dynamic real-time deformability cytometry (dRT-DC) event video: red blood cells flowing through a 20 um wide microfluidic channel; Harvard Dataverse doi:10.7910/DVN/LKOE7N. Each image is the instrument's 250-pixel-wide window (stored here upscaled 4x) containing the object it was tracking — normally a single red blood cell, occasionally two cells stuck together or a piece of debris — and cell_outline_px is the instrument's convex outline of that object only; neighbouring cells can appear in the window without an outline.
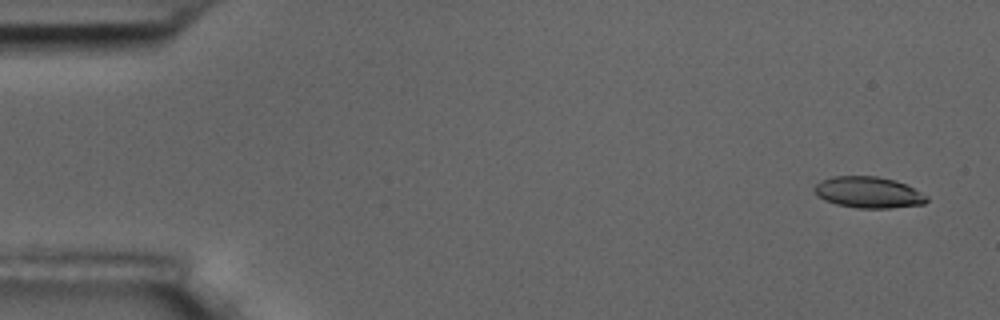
{"species": "common noctule bat (a hibernating species)", "species_latin": "Nyctalus noctula", "temperature_condition": "room temperature", "stored_images_in_passage": 4, "camera_frame_rate_fps": 3000, "um_per_image_px": 0.085, "animal": {"sex": "male", "body_mass_g": 17.5, "forearm_length_mm": 52.3}, "frame": {"image": 1, "passage_image": 1, "time_ms": 0.0, "image_size_px": [1000, 320], "cell_outline_px": [[928, 200], [924, 204], [892, 208], [856, 208], [836, 204], [824, 200], [816, 196], [812, 188], [820, 180], [832, 176], [876, 176], [896, 180], [928, 196]], "centroid_in_image_um": [73.77, 16.35], "position_along_channel_um": 11.2, "area_um2": 20.63}}
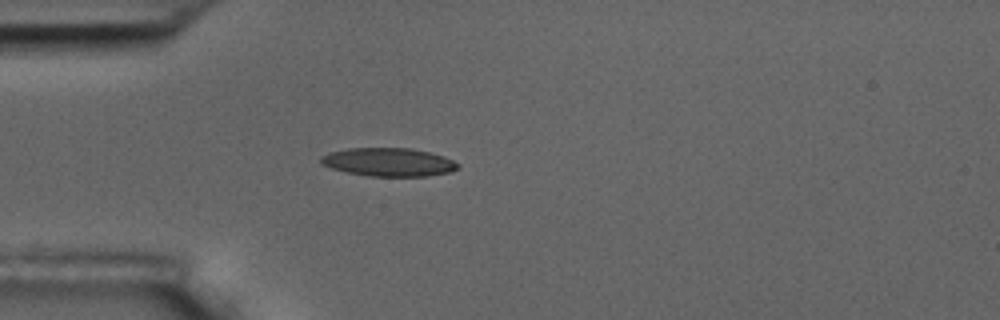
{"frame": {"image": 2, "passage_image": 4, "time_ms": 4.333, "image_size_px": [1000, 320], "cell_outline_px": [[460, 168], [448, 172], [428, 176], [368, 176], [348, 172], [332, 168], [320, 164], [320, 156], [328, 152], [348, 148], [412, 148], [444, 156], [460, 164]], "centroid_in_image_um": [33.02, 13.77], "position_along_channel_um": 52.0, "area_um2": 22.72}}